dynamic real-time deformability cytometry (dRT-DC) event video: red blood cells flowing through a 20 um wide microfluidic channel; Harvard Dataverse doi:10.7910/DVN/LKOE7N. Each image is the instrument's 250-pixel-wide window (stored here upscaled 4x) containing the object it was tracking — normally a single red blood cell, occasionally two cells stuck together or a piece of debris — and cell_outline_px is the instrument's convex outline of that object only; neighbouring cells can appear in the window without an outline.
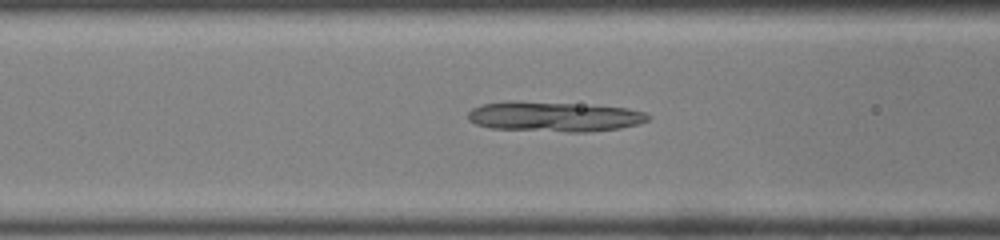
{"species": "common noctule bat (a hibernating species)", "species_latin": "Nyctalus noctula", "temperature_condition": "room temperature", "stored_images_in_passage": 41, "camera_frame_rate_fps": 3000, "um_per_image_px": 0.085, "animal": {"sex": "male", "body_mass_g": 19.0, "forearm_length_mm": 50.8}, "frame": {"image": 1, "passage_image": 13, "time_ms": 4.0, "image_size_px": [1000, 240], "cell_outline_px": [[652, 116], [648, 120], [640, 124], [620, 128], [588, 132], [568, 132], [492, 128], [476, 124], [468, 120], [468, 112], [472, 108], [484, 104], [508, 100], [516, 100], [628, 108], [644, 112]], "centroid_in_image_um": [47.1, 9.91], "position_along_channel_um": 119.5, "area_um2": 31.5}}
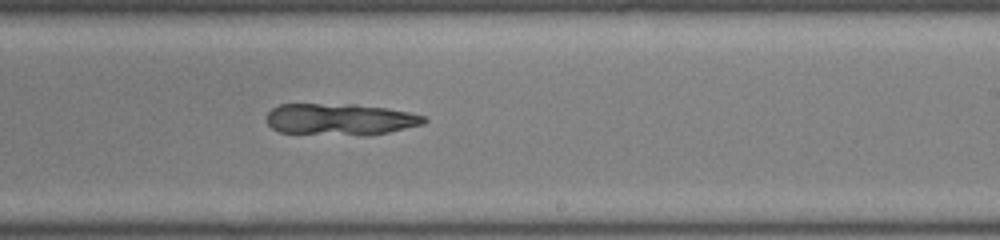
{"frame": {"image": 2, "passage_image": 23, "time_ms": 7.333, "image_size_px": [1000, 240], "cell_outline_px": [[428, 120], [424, 124], [388, 132], [368, 136], [360, 136], [280, 132], [272, 128], [268, 124], [268, 112], [272, 108], [280, 104], [356, 104], [388, 108], [408, 112], [424, 116]], "centroid_in_image_um": [28.94, 10.15], "position_along_channel_um": 260.1, "area_um2": 29.25}}
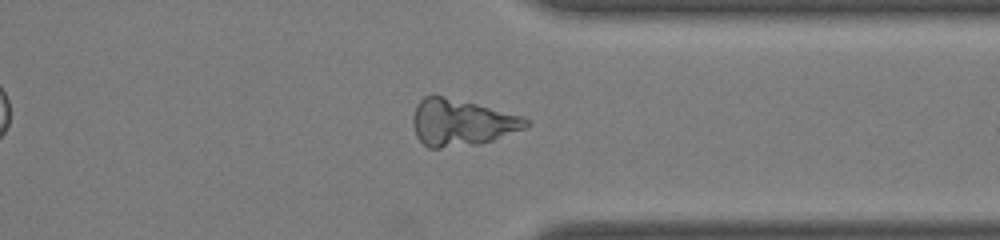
{"frame": {"image": 3, "passage_image": 31, "time_ms": 10.0, "image_size_px": [1000, 240], "cell_outline_px": [[532, 124], [524, 128], [492, 140], [480, 144], [440, 148], [428, 148], [416, 136], [412, 124], [412, 120], [416, 104], [424, 96], [444, 96], [524, 116]], "centroid_in_image_um": [39.21, 10.42], "position_along_channel_um": 372.2, "area_um2": 30.58}}